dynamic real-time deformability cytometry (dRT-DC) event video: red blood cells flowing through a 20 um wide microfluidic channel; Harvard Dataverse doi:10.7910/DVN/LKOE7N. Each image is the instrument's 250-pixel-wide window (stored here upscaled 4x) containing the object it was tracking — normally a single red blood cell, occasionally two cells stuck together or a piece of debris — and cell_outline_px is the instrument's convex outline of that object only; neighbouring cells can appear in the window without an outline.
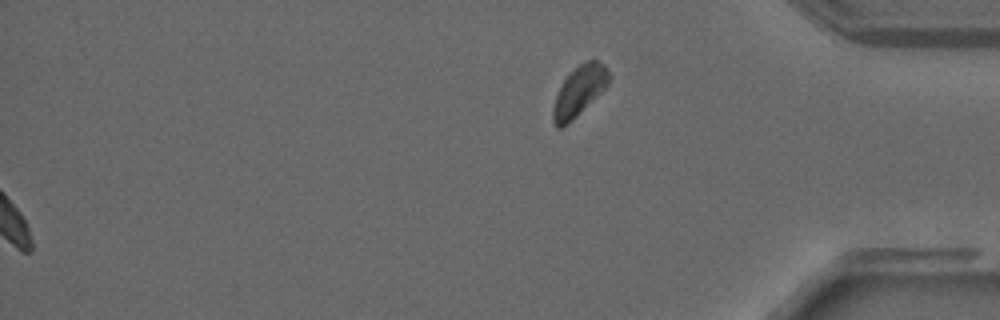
{"species": "common noctule bat (a hibernating species)", "species_latin": "Nyctalus noctula", "temperature_condition": "warm", "stored_images_in_passage": 29, "segment_of_instrument_passage": [2, 2], "camera_frame_rate_fps": 3000, "um_per_image_px": 0.085, "animal": {"sex": "male", "forearm_length_mm": 52.5}, "frame": {"image": 1, "passage_image": 29, "time_ms": 9.333, "image_size_px": [1000, 320], "cell_outline_px": [[612, 76], [608, 84], [568, 124], [560, 128], [556, 128], [552, 120], [552, 108], [556, 96], [564, 80], [584, 60], [596, 60], [604, 64], [608, 68]], "centroid_in_image_um": [49.24, 7.73], "position_along_channel_um": 386.0, "area_um2": 16.01}}